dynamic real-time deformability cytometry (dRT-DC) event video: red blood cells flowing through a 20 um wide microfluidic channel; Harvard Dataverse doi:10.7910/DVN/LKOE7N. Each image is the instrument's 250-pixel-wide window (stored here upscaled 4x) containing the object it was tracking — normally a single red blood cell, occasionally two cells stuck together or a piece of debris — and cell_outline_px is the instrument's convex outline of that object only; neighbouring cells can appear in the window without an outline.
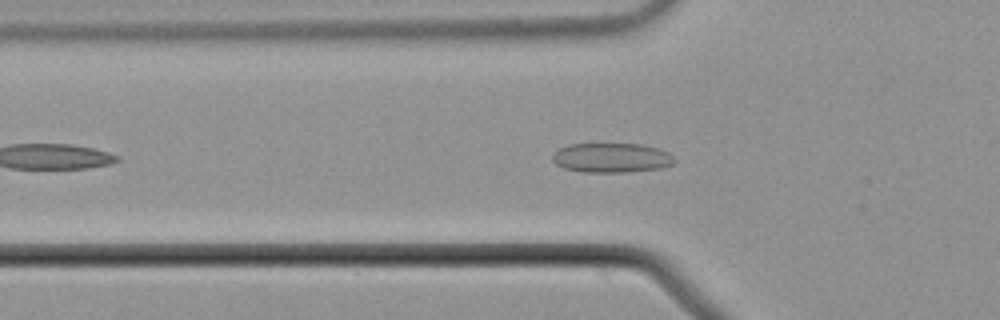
{"species": "common noctule bat (a hibernating species)", "species_latin": "Nyctalus noctula", "temperature_condition": "cold", "stored_images_in_passage": 46, "camera_frame_rate_fps": 3000, "um_per_image_px": 0.085, "animal": {"sex": "male", "body_mass_g": 21.5, "forearm_length_mm": 52.0}, "frame": {"image": 1, "passage_image": 9, "time_ms": 2.667, "image_size_px": [1000, 320], "cell_outline_px": [[676, 160], [672, 164], [660, 168], [624, 172], [584, 172], [564, 168], [556, 164], [552, 160], [552, 156], [560, 148], [568, 144], [640, 144], [656, 148], [668, 152]], "centroid_in_image_um": [51.97, 13.41], "position_along_channel_um": 73.8, "area_um2": 20.81}}
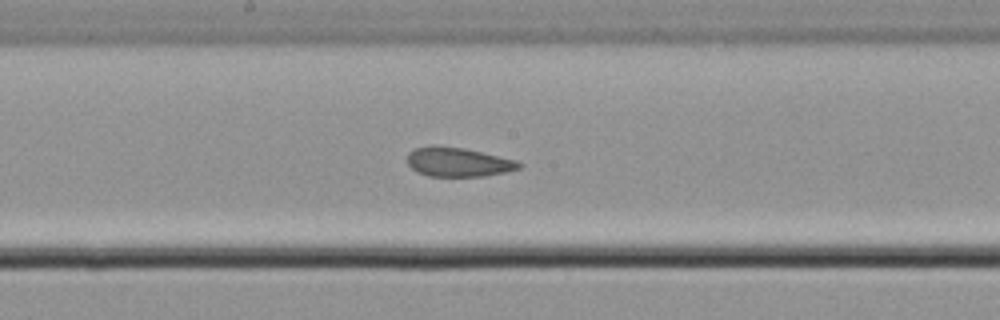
{"frame": {"image": 2, "passage_image": 20, "time_ms": 6.333, "image_size_px": [1000, 320], "cell_outline_px": [[524, 164], [520, 168], [504, 172], [484, 176], [428, 176], [416, 172], [408, 164], [408, 152], [412, 148], [432, 144], [464, 148], [516, 160]], "centroid_in_image_um": [38.9, 13.76], "position_along_channel_um": 209.3, "area_um2": 19.19}}
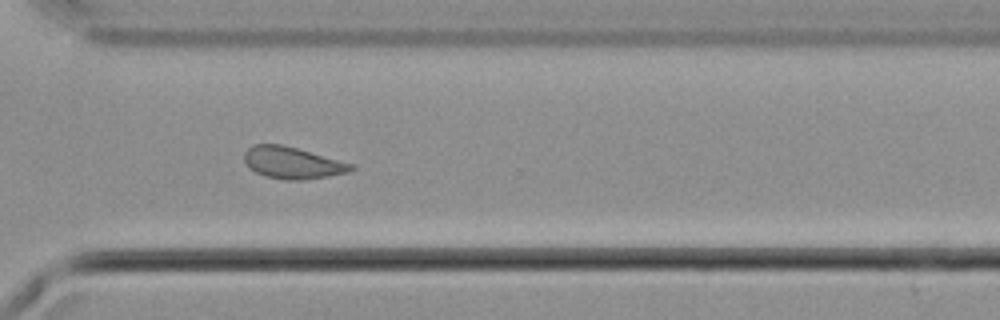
{"frame": {"image": 3, "passage_image": 31, "time_ms": 10.0, "image_size_px": [1000, 320], "cell_outline_px": [[356, 168], [348, 172], [328, 176], [300, 180], [284, 180], [264, 176], [248, 168], [244, 160], [244, 152], [252, 144], [280, 144], [296, 148], [352, 164]], "centroid_in_image_um": [24.8, 13.84], "position_along_channel_um": 345.8, "area_um2": 19.65}, "authors_computed_cell_mechanics": {"area_um2": 20.1144, "velocity_mm_per_s": 3.7104, "shape_relaxation_time_tau1_ms": null, "shape_relaxation_time_tau2_ms": 1.5912, "deformation_change_tau1": null, "deformation_change_tau2": 0.0816}}